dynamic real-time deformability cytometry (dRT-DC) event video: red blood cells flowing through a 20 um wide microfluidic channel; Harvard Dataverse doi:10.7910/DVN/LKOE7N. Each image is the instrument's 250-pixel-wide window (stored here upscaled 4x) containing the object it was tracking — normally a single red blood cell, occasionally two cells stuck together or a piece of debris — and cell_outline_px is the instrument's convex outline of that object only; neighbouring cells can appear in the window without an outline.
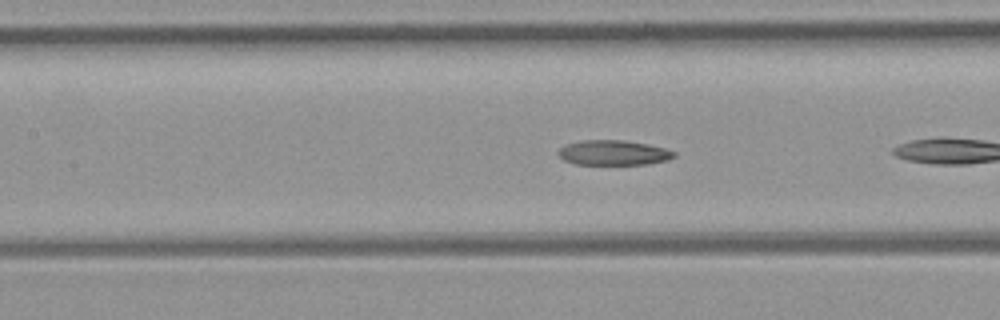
{"species": "common noctule bat (a hibernating species)", "species_latin": "Nyctalus noctula", "temperature_condition": "room temperature", "stored_images_in_passage": 8, "camera_frame_rate_fps": 3000, "um_per_image_px": 0.085, "animal": {"sex": "female", "body_mass_g": 21.9}, "frame": {"image": 1, "passage_image": 7, "time_ms": 2.0, "image_size_px": [1000, 320], "cell_outline_px": [[676, 156], [668, 160], [648, 164], [576, 164], [564, 160], [556, 152], [564, 144], [580, 140], [624, 140], [648, 144], [664, 148], [676, 152]], "centroid_in_image_um": [52.13, 12.97], "position_along_channel_um": 155.3, "area_um2": 16.94}}